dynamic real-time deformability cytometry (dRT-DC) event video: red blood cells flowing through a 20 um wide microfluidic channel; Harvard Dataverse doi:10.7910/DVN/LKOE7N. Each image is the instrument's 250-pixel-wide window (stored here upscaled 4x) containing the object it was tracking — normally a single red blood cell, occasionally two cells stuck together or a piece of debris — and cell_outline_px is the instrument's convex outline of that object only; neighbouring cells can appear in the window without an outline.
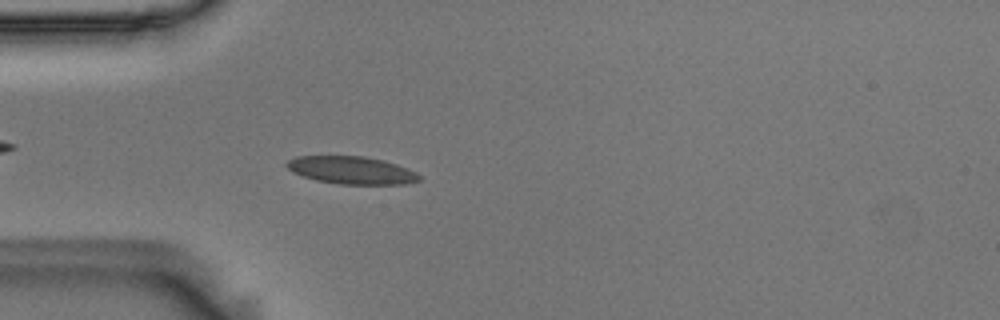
{"species": "Egyptian fruit bat (a non-hibernating species)", "species_latin": "Rousettus aegyptiacus", "temperature_condition": "room temperature", "stored_images_in_passage": 44, "camera_frame_rate_fps": 3000, "um_per_image_px": 0.085, "animal": {"sex": "male"}, "frame": {"image": 1, "passage_image": 5, "time_ms": 1.333, "image_size_px": [1000, 320], "cell_outline_px": [[420, 180], [404, 184], [340, 184], [316, 180], [292, 172], [284, 164], [288, 160], [296, 156], [364, 156], [384, 160], [408, 168], [416, 172], [420, 176]], "centroid_in_image_um": [29.87, 14.46], "position_along_channel_um": 55.1, "area_um2": 21.33}}
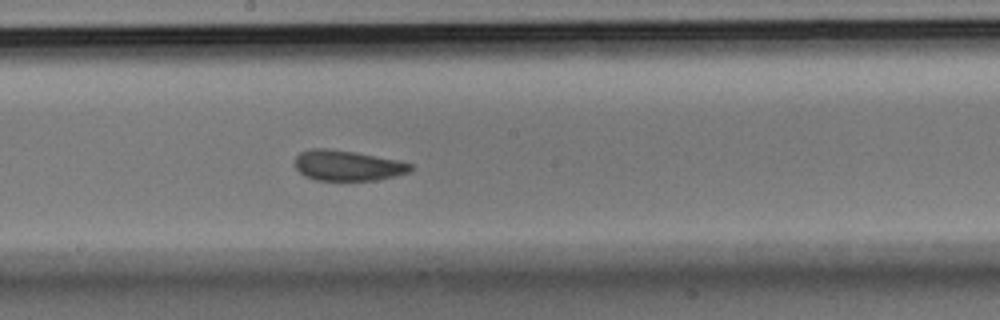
{"frame": {"image": 2, "passage_image": 19, "time_ms": 6.0, "image_size_px": [1000, 320], "cell_outline_px": [[412, 168], [408, 172], [396, 176], [376, 180], [316, 180], [304, 176], [296, 168], [296, 156], [300, 152], [308, 148], [328, 148], [356, 152], [400, 160], [412, 164]], "centroid_in_image_um": [29.54, 14.06], "position_along_channel_um": 218.7, "area_um2": 20.63}}
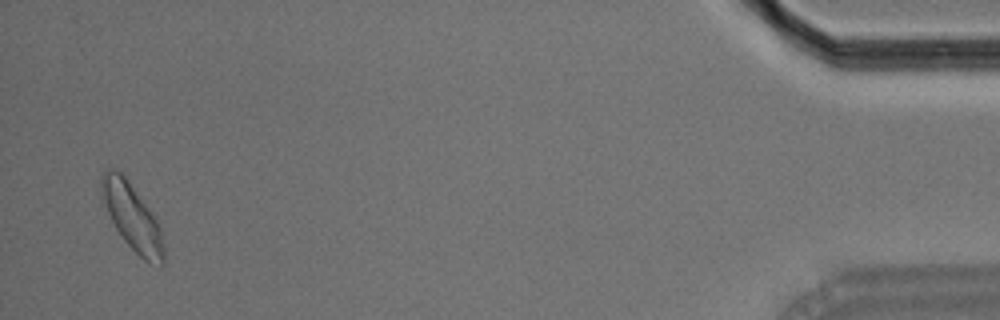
{"frame": {"image": 3, "passage_image": 43, "time_ms": 14.0, "image_size_px": [1000, 320], "cell_outline_px": [[164, 264], [160, 268], [144, 260], [124, 240], [116, 228], [108, 212], [104, 200], [100, 184], [100, 180], [104, 172], [108, 168], [112, 168], [120, 172], [128, 180], [152, 212], [160, 224], [164, 248]], "centroid_in_image_um": [11.28, 18.48], "position_along_channel_um": 423.9, "area_um2": 23.81}, "authors_computed_cell_mechanics": {"area_um2": 20.8658, "velocity_mm_per_s": 3.6057, "shape_relaxation_time_tau1_ms": 3.151, "shape_relaxation_time_tau2_ms": 0.8664, "deformation_change_tau1": 0.1128, "deformation_change_tau2": 0.0763}}